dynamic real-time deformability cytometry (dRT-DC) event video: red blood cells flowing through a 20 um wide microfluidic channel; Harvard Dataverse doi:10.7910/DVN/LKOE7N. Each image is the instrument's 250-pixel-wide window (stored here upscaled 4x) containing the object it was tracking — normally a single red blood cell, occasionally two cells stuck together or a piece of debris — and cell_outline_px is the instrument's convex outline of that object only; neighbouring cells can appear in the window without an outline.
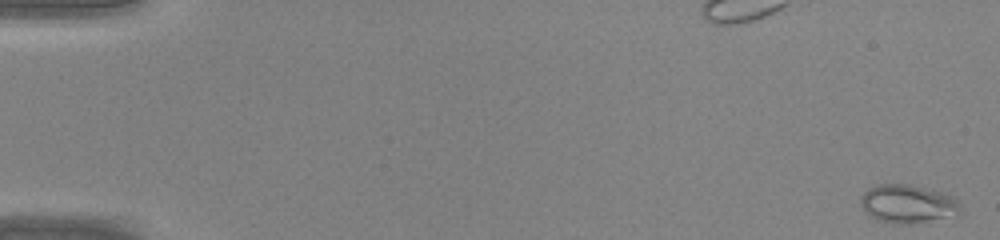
{"species": "common noctule bat (a hibernating species)", "species_latin": "Nyctalus noctula", "temperature_condition": "warm", "stored_images_in_passage": 46, "camera_frame_rate_fps": 3000, "um_per_image_px": 0.085, "animal": {"sex": "male", "body_mass_g": 20.0, "forearm_length_mm": 53.3}, "frame": {"image": 1, "passage_image": 1, "time_ms": 0.0, "image_size_px": [1000, 240], "cell_outline_px": [[960, 212], [956, 216], [924, 220], [880, 220], [872, 216], [860, 204], [860, 196], [864, 192], [880, 184], [908, 184], [940, 192], [952, 196], [960, 204]], "centroid_in_image_um": [77.18, 17.26], "position_along_channel_um": 7.8, "area_um2": 20.92}}
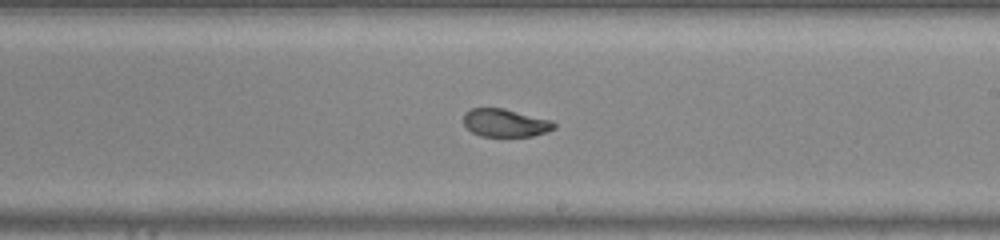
{"frame": {"image": 2, "passage_image": 28, "time_ms": 9.0, "image_size_px": [1000, 240], "cell_outline_px": [[556, 128], [532, 136], [480, 136], [472, 132], [464, 124], [464, 112], [472, 108], [504, 108], [552, 120], [556, 124]], "centroid_in_image_um": [42.95, 10.44], "position_along_channel_um": 246.1, "area_um2": 14.74}}
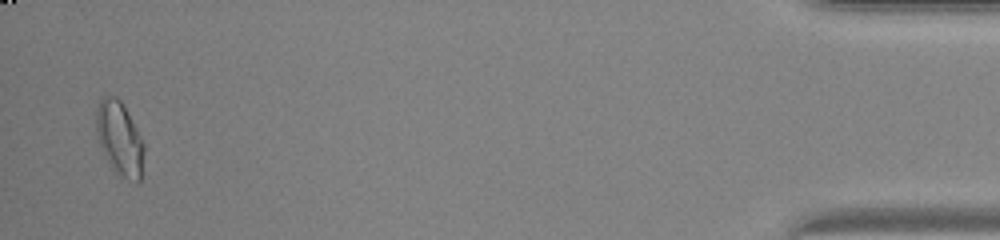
{"frame": {"image": 3, "passage_image": 45, "time_ms": 14.667, "image_size_px": [1000, 240], "cell_outline_px": [[144, 152], [140, 180], [136, 184], [116, 176], [100, 144], [96, 132], [96, 108], [100, 100], [104, 96], [116, 96], [120, 100], [144, 144]], "centroid_in_image_um": [10.16, 11.84], "position_along_channel_um": 425.0, "area_um2": 20.4}}